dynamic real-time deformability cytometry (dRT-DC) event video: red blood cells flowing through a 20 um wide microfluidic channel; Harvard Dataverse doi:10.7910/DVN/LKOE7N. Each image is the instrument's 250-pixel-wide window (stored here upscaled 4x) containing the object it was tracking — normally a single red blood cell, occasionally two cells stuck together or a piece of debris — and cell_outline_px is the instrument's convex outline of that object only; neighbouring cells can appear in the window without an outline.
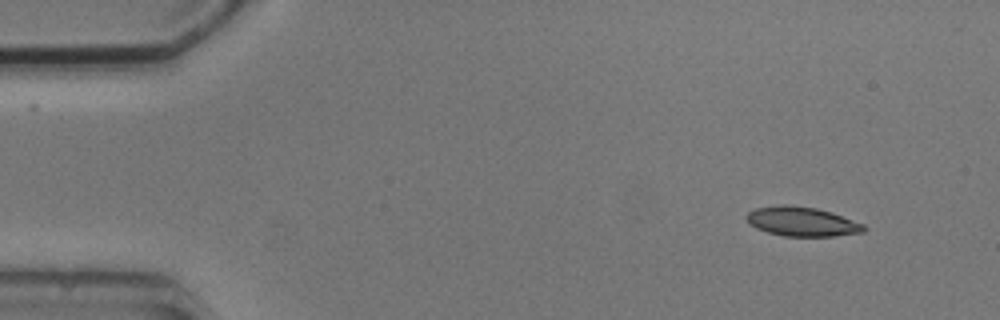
{"species": "common noctule bat (a hibernating species)", "species_latin": "Nyctalus noctula", "temperature_condition": "cold", "stored_images_in_passage": 3, "camera_frame_rate_fps": 3000, "um_per_image_px": 0.085, "animal": {"sex": "male", "body_mass_g": 20.5, "forearm_length_mm": 52.5}, "frame": {"image": 1, "passage_image": 1, "time_ms": 0.0, "image_size_px": [1000, 320], "cell_outline_px": [[868, 228], [864, 232], [832, 236], [784, 236], [768, 232], [756, 228], [748, 224], [744, 216], [748, 212], [756, 208], [780, 204], [788, 204], [816, 208], [832, 212], [864, 224]], "centroid_in_image_um": [68.15, 18.82], "position_along_channel_um": 16.9, "area_um2": 20.29}}